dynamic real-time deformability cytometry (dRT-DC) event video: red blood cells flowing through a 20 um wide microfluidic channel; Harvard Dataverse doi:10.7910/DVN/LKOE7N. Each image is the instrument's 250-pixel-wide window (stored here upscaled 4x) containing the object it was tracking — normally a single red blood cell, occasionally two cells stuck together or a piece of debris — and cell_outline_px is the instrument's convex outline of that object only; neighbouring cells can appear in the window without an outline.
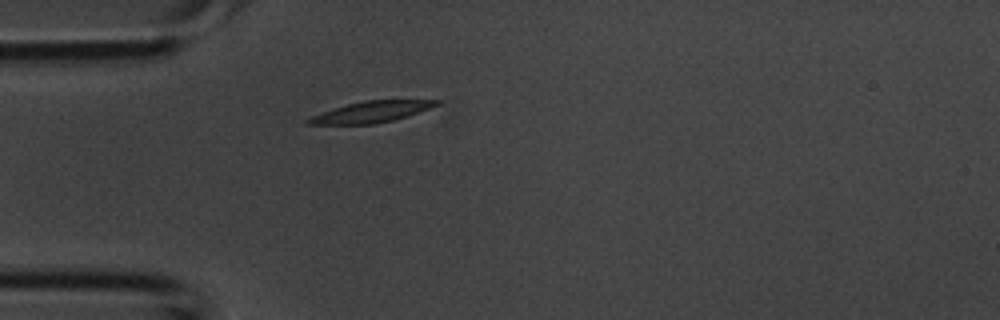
{"species": "common noctule bat (a hibernating species)", "species_latin": "Nyctalus noctula", "temperature_condition": "room temperature", "stored_images_in_passage": 25, "camera_frame_rate_fps": 3000, "um_per_image_px": 0.085, "animal": {"sex": "male", "body_mass_g": 20.1, "forearm_length_mm": 53.5}, "frame": {"image": 1, "passage_image": 1, "time_ms": 0.0, "image_size_px": [1000, 320], "cell_outline_px": [[440, 104], [408, 116], [376, 124], [304, 124], [304, 120], [312, 116], [348, 104], [364, 100], [440, 100]], "centroid_in_image_um": [31.57, 9.51], "position_along_channel_um": 53.4, "area_um2": 15.55}}
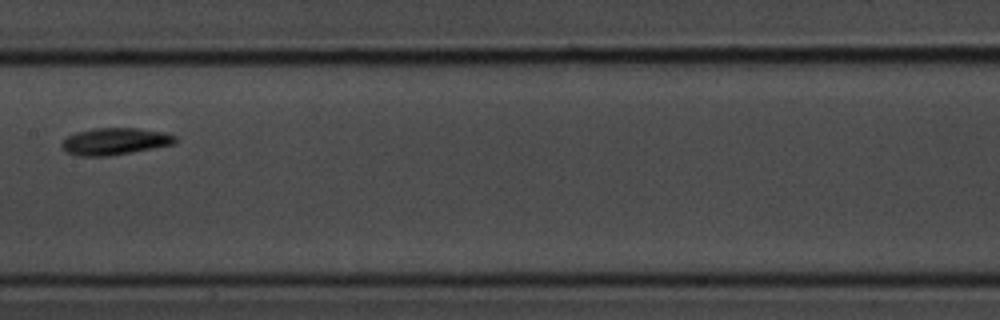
{"frame": {"image": 2, "passage_image": 10, "time_ms": 3.0, "image_size_px": [1000, 320], "cell_outline_px": [[176, 144], [108, 156], [76, 156], [64, 152], [60, 148], [60, 144], [68, 136], [76, 132], [92, 128], [136, 128], [164, 132], [176, 136]], "centroid_in_image_um": [9.72, 12.02], "position_along_channel_um": 197.7, "area_um2": 17.98}}
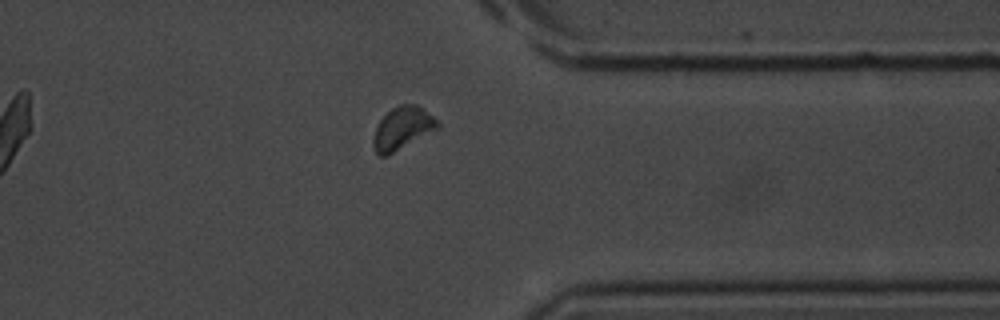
{"frame": {"image": 3, "passage_image": 21, "time_ms": 6.667, "image_size_px": [1000, 320], "cell_outline_px": [[440, 128], [388, 156], [376, 156], [372, 148], [372, 140], [376, 128], [380, 120], [392, 108], [400, 104], [416, 104], [432, 116], [440, 124]], "centroid_in_image_um": [34.18, 10.95], "position_along_channel_um": 377.2, "area_um2": 16.13}}